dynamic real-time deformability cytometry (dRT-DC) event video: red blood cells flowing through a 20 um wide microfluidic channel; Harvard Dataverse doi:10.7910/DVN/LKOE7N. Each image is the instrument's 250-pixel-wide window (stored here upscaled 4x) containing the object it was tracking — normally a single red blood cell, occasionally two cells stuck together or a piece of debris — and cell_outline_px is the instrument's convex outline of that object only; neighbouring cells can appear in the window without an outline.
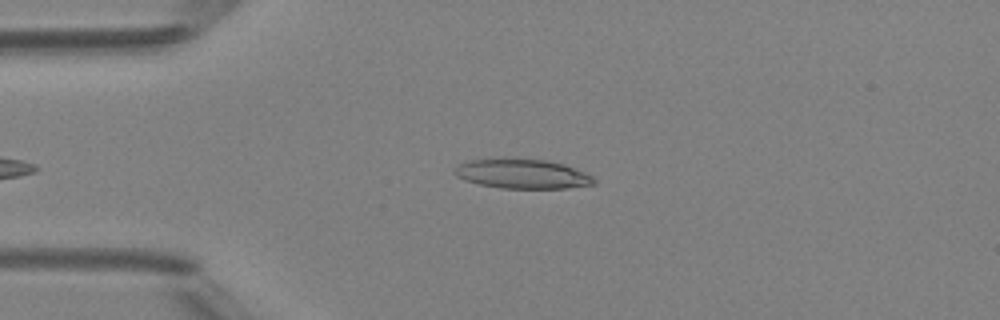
{"species": "Egyptian fruit bat (a non-hibernating species)", "species_latin": "Rousettus aegyptiacus", "temperature_condition": "room temperature", "stored_images_in_passage": 30, "camera_frame_rate_fps": 3000, "um_per_image_px": 0.085, "animal": {"sex": "female"}, "frame": {"image": 1, "passage_image": 2, "time_ms": 0.333, "image_size_px": [1000, 320], "cell_outline_px": [[596, 184], [568, 188], [500, 188], [480, 184], [464, 180], [456, 176], [452, 172], [460, 164], [468, 160], [512, 156], [544, 160], [564, 164], [584, 172], [592, 176], [596, 180]], "centroid_in_image_um": [44.37, 14.75], "position_along_channel_um": 40.6, "area_um2": 24.51}}
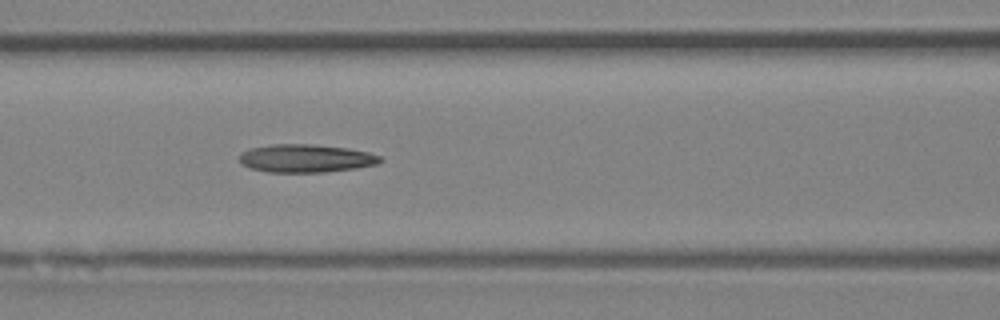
{"frame": {"image": 2, "passage_image": 11, "time_ms": 3.333, "image_size_px": [1000, 320], "cell_outline_px": [[384, 160], [376, 164], [356, 168], [324, 172], [268, 172], [248, 168], [240, 164], [240, 152], [252, 148], [272, 144], [312, 144], [348, 148], [368, 152], [380, 156]], "centroid_in_image_um": [25.98, 13.46], "position_along_channel_um": 140.6, "area_um2": 23.12}}
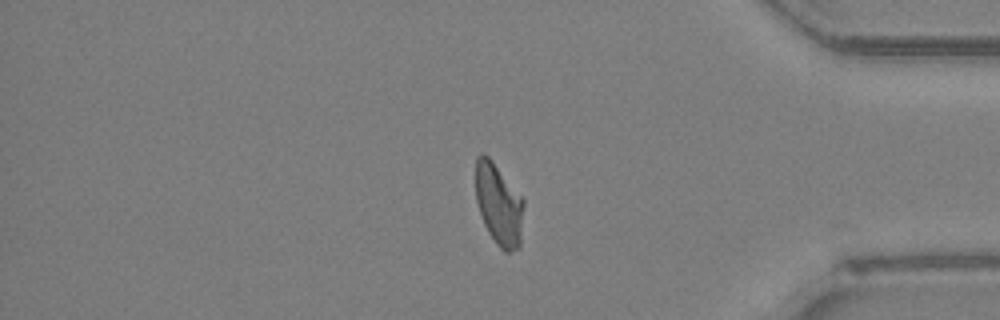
{"frame": {"image": 3, "passage_image": 30, "time_ms": 9.667, "image_size_px": [1000, 320], "cell_outline_px": [[524, 204], [520, 248], [508, 252], [504, 252], [496, 244], [488, 232], [484, 224], [476, 200], [476, 156], [480, 152], [484, 152], [492, 160], [524, 200]], "centroid_in_image_um": [42.4, 17.38], "position_along_channel_um": 392.8, "area_um2": 22.95}, "authors_computed_cell_mechanics": {"area_um2": 22.5998, "velocity_mm_per_s": 4.2193, "shape_relaxation_time_tau1_ms": null, "shape_relaxation_time_tau2_ms": 6.3049, "deformation_change_tau1": null, "deformation_change_tau2": 0.1999}}